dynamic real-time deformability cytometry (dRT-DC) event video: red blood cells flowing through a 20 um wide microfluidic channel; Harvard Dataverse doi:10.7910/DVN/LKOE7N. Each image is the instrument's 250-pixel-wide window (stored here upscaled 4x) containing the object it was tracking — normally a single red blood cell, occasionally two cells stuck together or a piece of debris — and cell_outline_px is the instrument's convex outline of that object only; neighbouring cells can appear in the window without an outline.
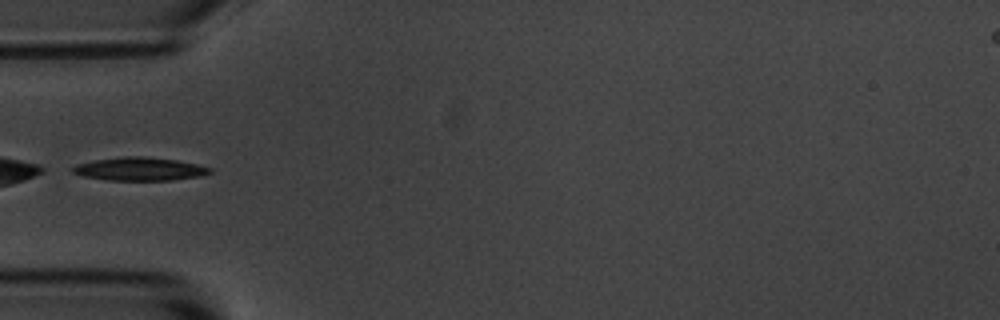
{"species": "common noctule bat (a hibernating species)", "species_latin": "Nyctalus noctula", "temperature_condition": "room temperature", "stored_images_in_passage": 4, "camera_frame_rate_fps": 3000, "um_per_image_px": 0.085, "animal": {"sex": "male", "body_mass_g": 20.1, "forearm_length_mm": 53.5}, "frame": {"image": 1, "passage_image": 2, "time_ms": 1.333, "image_size_px": [1000, 320], "cell_outline_px": [[212, 172], [200, 176], [172, 180], [108, 180], [84, 176], [72, 172], [72, 168], [76, 164], [96, 160], [124, 156], [144, 156], [176, 160], [196, 164], [212, 168]], "centroid_in_image_um": [11.88, 14.36], "position_along_channel_um": 73.1, "area_um2": 18.44}}
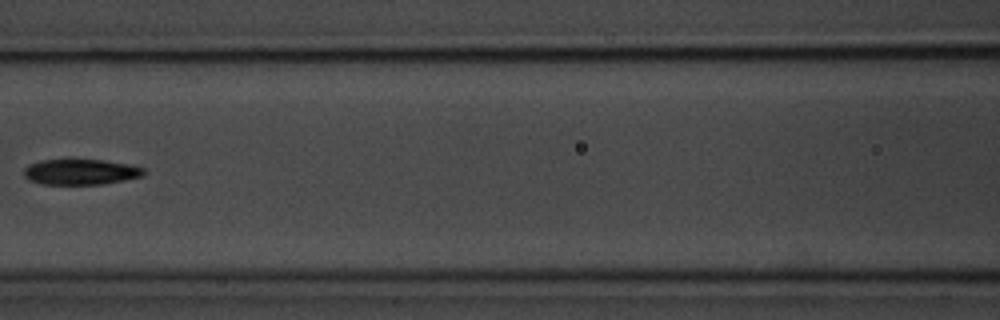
{"frame": {"image": 2, "passage_image": 4, "time_ms": 3.667, "image_size_px": [1000, 320], "cell_outline_px": [[144, 176], [104, 184], [40, 184], [28, 180], [24, 176], [24, 168], [28, 164], [40, 160], [68, 156], [72, 156], [104, 160], [128, 164], [144, 168]], "centroid_in_image_um": [6.79, 14.56], "position_along_channel_um": 159.8, "area_um2": 18.9}}